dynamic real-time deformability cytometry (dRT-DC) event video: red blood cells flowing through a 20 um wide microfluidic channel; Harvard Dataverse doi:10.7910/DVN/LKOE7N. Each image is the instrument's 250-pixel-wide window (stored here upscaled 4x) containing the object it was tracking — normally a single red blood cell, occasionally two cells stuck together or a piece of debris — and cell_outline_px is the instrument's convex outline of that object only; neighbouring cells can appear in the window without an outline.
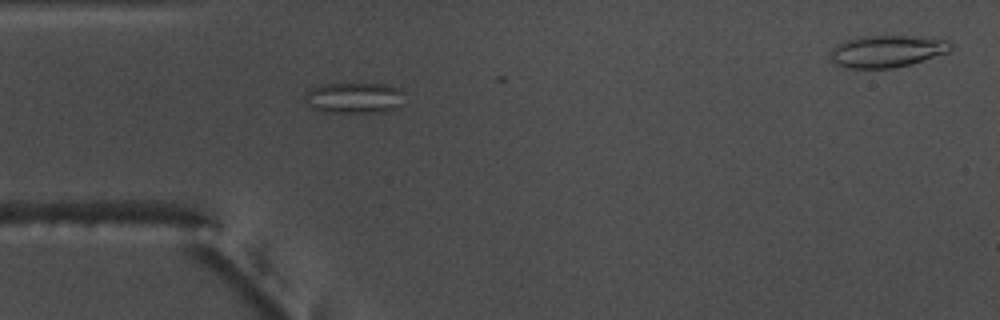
{"species": "common noctule bat (a hibernating species)", "species_latin": "Nyctalus noctula", "temperature_condition": "warm", "stored_images_in_passage": 6, "camera_frame_rate_fps": 3000, "um_per_image_px": 0.085, "animal": {"sex": "male", "body_mass_g": 17.5, "forearm_length_mm": 52.3}, "frame": {"image": 1, "passage_image": 2, "time_ms": 0.333, "image_size_px": [1000, 320], "cell_outline_px": [[404, 92], [400, 104], [396, 108], [384, 112], [316, 112], [304, 100], [304, 92], [320, 84], [384, 84], [396, 88]], "centroid_in_image_um": [30.03, 8.33], "position_along_channel_um": 55.0, "area_um2": 17.98}}